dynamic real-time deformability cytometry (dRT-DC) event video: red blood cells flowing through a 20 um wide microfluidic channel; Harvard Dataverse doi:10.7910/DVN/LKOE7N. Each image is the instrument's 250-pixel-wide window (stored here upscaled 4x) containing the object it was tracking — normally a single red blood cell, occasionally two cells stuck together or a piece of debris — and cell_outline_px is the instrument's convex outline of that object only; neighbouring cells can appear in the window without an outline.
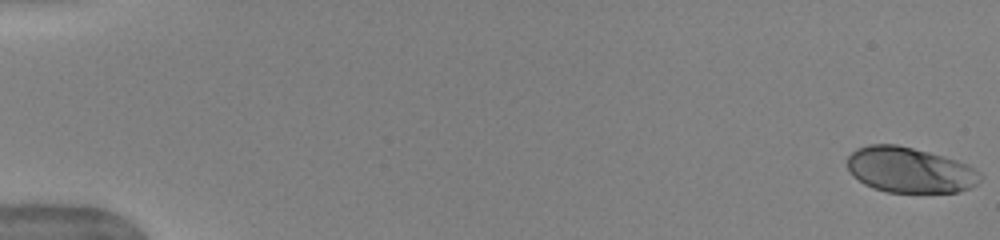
{"species": "human", "species_latin": "Homo sapiens", "temperature_condition": "warm", "stored_images_in_passage": 52, "camera_frame_rate_fps": 3000, "um_per_image_px": 0.085, "donor": {"sex": "female"}, "frame": {"image": 1, "passage_image": 1, "time_ms": 0.0, "image_size_px": [1000, 240], "cell_outline_px": [[980, 180], [976, 184], [968, 188], [956, 192], [888, 192], [872, 188], [864, 184], [852, 176], [848, 168], [848, 156], [856, 148], [868, 144], [896, 144], [928, 152], [956, 160], [968, 164], [980, 172]], "centroid_in_image_um": [77.29, 14.45], "position_along_channel_um": 7.7, "area_um2": 35.14}}
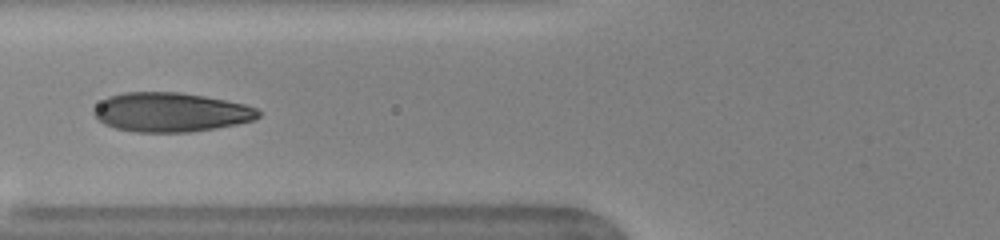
{"frame": {"image": 2, "passage_image": 22, "time_ms": 7.0, "image_size_px": [1000, 240], "cell_outline_px": [[260, 116], [256, 120], [216, 128], [188, 132], [132, 132], [112, 128], [104, 124], [92, 112], [108, 96], [124, 92], [180, 92], [204, 96], [244, 104], [256, 108], [260, 112]], "centroid_in_image_um": [14.53, 9.55], "position_along_channel_um": 111.3, "area_um2": 37.57}}
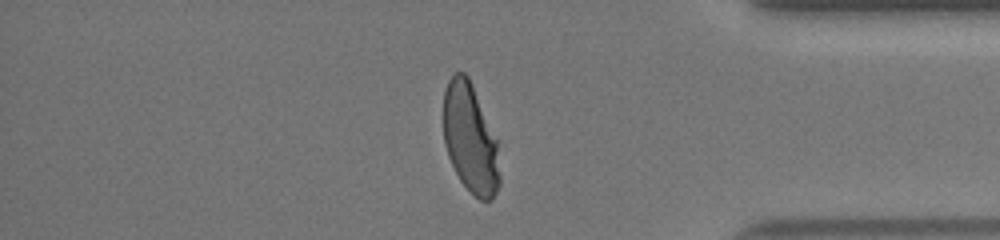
{"frame": {"image": 3, "passage_image": 45, "time_ms": 14.667, "image_size_px": [1000, 240], "cell_outline_px": [[500, 184], [492, 200], [480, 200], [460, 180], [448, 156], [444, 144], [444, 92], [448, 80], [456, 72], [464, 72], [468, 76], [472, 84], [496, 140], [500, 176]], "centroid_in_image_um": [39.96, 11.78], "position_along_channel_um": 395.2, "area_um2": 35.32}}